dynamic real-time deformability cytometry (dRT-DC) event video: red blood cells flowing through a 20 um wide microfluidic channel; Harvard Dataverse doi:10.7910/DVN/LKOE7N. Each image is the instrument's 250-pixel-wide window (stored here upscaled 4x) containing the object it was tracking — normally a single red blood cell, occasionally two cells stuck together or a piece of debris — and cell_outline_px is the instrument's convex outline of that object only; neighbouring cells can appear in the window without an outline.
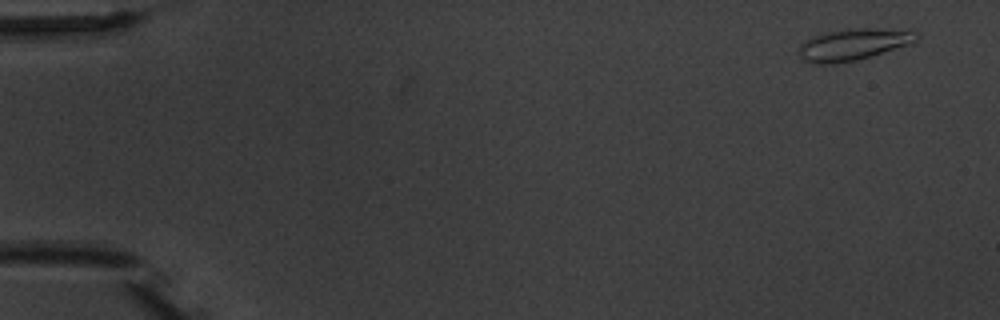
{"species": "common noctule bat (a hibernating species)", "species_latin": "Nyctalus noctula", "temperature_condition": "warm", "stored_images_in_passage": 5, "camera_frame_rate_fps": 3000, "um_per_image_px": 0.085, "animal": {"sex": "male", "body_mass_g": 20.1, "forearm_length_mm": 53.5}, "frame": {"image": 1, "passage_image": 1, "time_ms": 0.0, "image_size_px": [1000, 320], "cell_outline_px": [[920, 36], [916, 40], [908, 44], [856, 60], [832, 64], [812, 64], [800, 60], [800, 44], [804, 40], [812, 36], [824, 32], [848, 28], [872, 28], [916, 32]], "centroid_in_image_um": [72.42, 3.78], "position_along_channel_um": 12.6, "area_um2": 21.5}}
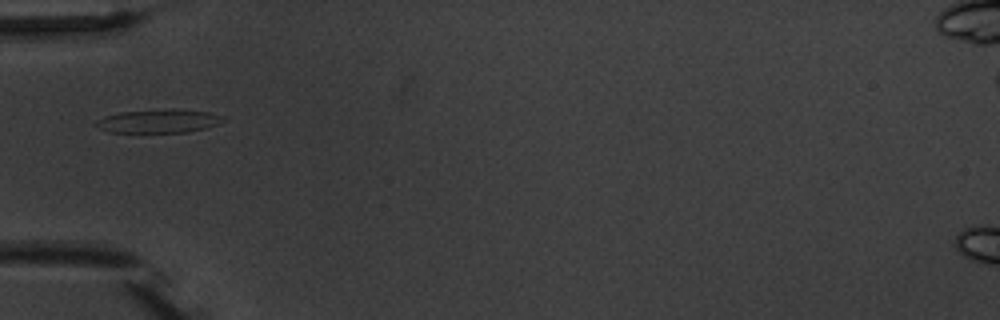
{"frame": {"image": 2, "passage_image": 5, "time_ms": 5.333, "image_size_px": [1000, 320], "cell_outline_px": [[224, 120], [216, 124], [204, 128], [188, 132], [108, 132], [100, 128], [96, 124], [96, 120], [104, 116], [120, 112], [172, 108], [212, 112], [224, 116]], "centroid_in_image_um": [13.5, 10.27], "position_along_channel_um": 71.5, "area_um2": 17.46}}